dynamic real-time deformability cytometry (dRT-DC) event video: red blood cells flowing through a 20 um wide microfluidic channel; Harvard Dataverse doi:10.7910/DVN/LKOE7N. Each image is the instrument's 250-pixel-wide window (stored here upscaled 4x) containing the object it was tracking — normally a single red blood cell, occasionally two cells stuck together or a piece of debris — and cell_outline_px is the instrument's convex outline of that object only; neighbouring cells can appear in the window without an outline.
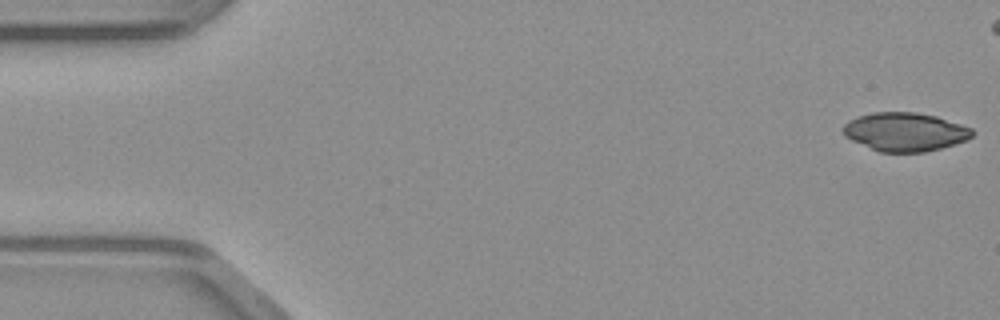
{"species": "common noctule bat (a hibernating species)", "species_latin": "Nyctalus noctula", "temperature_condition": "warm", "stored_images_in_passage": 42, "camera_frame_rate_fps": 3000, "um_per_image_px": 0.085, "animal": {"sex": "male", "body_mass_g": 23.1, "forearm_length_mm": 52.7}, "frame": {"image": 1, "passage_image": 1, "time_ms": 0.0, "image_size_px": [1000, 320], "cell_outline_px": [[972, 136], [964, 140], [940, 148], [924, 152], [880, 152], [852, 140], [844, 136], [844, 124], [848, 120], [856, 116], [872, 112], [916, 112], [936, 116], [972, 128]], "centroid_in_image_um": [76.88, 11.19], "position_along_channel_um": 8.1, "area_um2": 28.78}}